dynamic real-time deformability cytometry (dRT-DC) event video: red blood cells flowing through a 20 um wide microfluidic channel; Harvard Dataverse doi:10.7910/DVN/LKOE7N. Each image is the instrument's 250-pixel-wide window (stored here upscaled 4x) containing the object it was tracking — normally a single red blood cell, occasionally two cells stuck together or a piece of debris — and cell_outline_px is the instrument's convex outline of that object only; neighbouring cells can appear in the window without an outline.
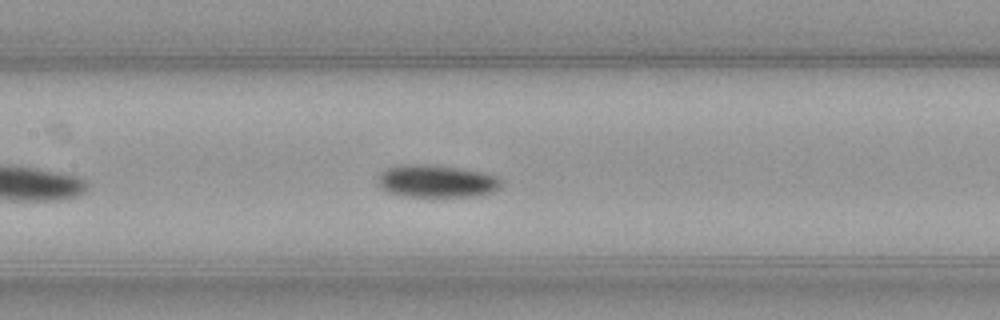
{"species": "common noctule bat (a hibernating species)", "species_latin": "Nyctalus noctula", "temperature_condition": "warm", "stored_images_in_passage": 16, "camera_frame_rate_fps": 3000, "um_per_image_px": 0.085, "animal": {"sex": "female", "body_mass_g": 21.9}, "frame": {"image": 1, "passage_image": 12, "time_ms": 3.667, "image_size_px": [1000, 320], "cell_outline_px": [[500, 188], [492, 192], [480, 196], [404, 196], [388, 192], [380, 188], [376, 180], [380, 172], [384, 168], [396, 164], [432, 164], [480, 172], [496, 176], [500, 180]], "centroid_in_image_um": [37.02, 15.39], "position_along_channel_um": 170.4, "area_um2": 23.58}}